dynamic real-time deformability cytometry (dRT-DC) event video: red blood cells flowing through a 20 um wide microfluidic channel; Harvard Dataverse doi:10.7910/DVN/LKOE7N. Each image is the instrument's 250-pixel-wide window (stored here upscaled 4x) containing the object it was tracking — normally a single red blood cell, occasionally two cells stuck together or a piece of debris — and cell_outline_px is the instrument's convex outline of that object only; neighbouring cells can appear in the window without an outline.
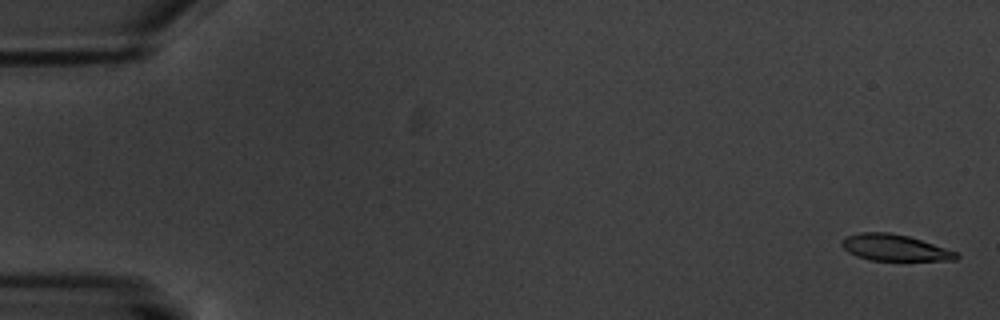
{"species": "common noctule bat (a hibernating species)", "species_latin": "Nyctalus noctula", "temperature_condition": "warm", "stored_images_in_passage": 7, "camera_frame_rate_fps": 3000, "um_per_image_px": 0.085, "animal": {"sex": "male", "body_mass_g": 20.1, "forearm_length_mm": 53.5}, "frame": {"image": 1, "passage_image": 1, "time_ms": 0.0, "image_size_px": [1000, 320], "cell_outline_px": [[960, 256], [956, 260], [868, 260], [856, 256], [848, 252], [840, 244], [840, 240], [848, 236], [860, 232], [888, 232], [908, 236], [956, 252]], "centroid_in_image_um": [75.99, 21.05], "position_along_channel_um": 9.0, "area_um2": 17.4}}
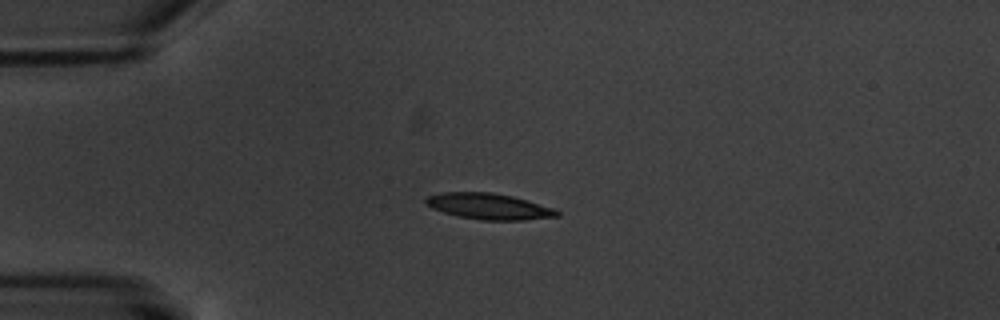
{"frame": {"image": 2, "passage_image": 5, "time_ms": 4.667, "image_size_px": [1000, 320], "cell_outline_px": [[560, 216], [524, 220], [480, 220], [460, 216], [444, 212], [432, 208], [424, 204], [424, 200], [428, 196], [440, 192], [492, 192], [512, 196], [556, 208], [560, 212]], "centroid_in_image_um": [41.57, 17.53], "position_along_channel_um": 43.4, "area_um2": 20.0}}